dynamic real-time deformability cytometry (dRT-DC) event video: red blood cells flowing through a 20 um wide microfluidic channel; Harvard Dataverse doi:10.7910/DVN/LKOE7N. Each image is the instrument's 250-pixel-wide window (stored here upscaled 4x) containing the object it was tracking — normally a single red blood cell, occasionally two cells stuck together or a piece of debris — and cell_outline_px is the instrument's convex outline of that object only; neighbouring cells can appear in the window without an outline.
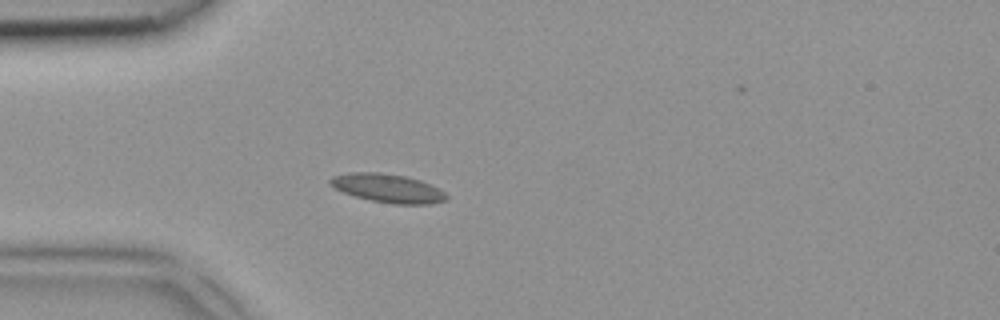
{"species": "common noctule bat (a hibernating species)", "species_latin": "Nyctalus noctula", "temperature_condition": "room temperature", "stored_images_in_passage": 6, "camera_frame_rate_fps": 3000, "um_per_image_px": 0.085, "animal": {"sex": "female", "body_mass_g": 18.4}, "frame": {"image": 1, "passage_image": 6, "time_ms": 1.667, "image_size_px": [1000, 320], "cell_outline_px": [[448, 200], [432, 204], [392, 204], [372, 200], [356, 196], [344, 192], [328, 184], [328, 180], [332, 176], [352, 172], [380, 172], [404, 176], [420, 180], [444, 192], [448, 196]], "centroid_in_image_um": [32.96, 16.0], "position_along_channel_um": 52.0, "area_um2": 19.25}}